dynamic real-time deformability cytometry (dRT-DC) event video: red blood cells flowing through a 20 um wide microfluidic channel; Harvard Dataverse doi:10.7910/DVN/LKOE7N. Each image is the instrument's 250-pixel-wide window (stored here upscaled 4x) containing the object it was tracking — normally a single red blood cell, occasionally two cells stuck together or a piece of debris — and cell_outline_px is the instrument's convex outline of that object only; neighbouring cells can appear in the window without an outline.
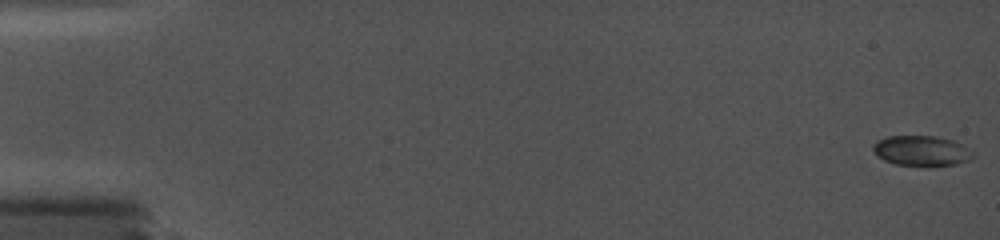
{"species": "common noctule bat (a hibernating species)", "species_latin": "Nyctalus noctula", "temperature_condition": "cold", "stored_images_in_passage": 47, "camera_frame_rate_fps": 5000, "um_per_image_px": 0.085, "animal": {"sex": "female", "body_mass_g": 19.0, "forearm_length_mm": 56.7}, "frame": {"image": 1, "passage_image": 1, "time_ms": 0.0, "image_size_px": [1000, 240], "cell_outline_px": [[972, 156], [968, 160], [956, 164], [928, 168], [896, 164], [884, 160], [872, 148], [872, 144], [876, 140], [888, 136], [936, 136], [952, 140], [960, 144], [972, 152]], "centroid_in_image_um": [78.3, 12.84], "position_along_channel_um": 6.7, "area_um2": 17.74}}
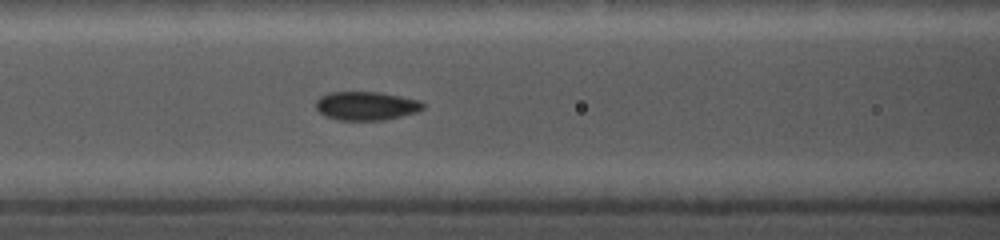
{"frame": {"image": 2, "passage_image": 40, "time_ms": 7.8, "image_size_px": [1000, 240], "cell_outline_px": [[424, 108], [416, 112], [384, 120], [336, 120], [324, 116], [316, 108], [316, 100], [320, 96], [328, 92], [380, 92], [420, 100], [424, 104]], "centroid_in_image_um": [31.1, 8.99], "position_along_channel_um": 135.5, "area_um2": 17.98}}
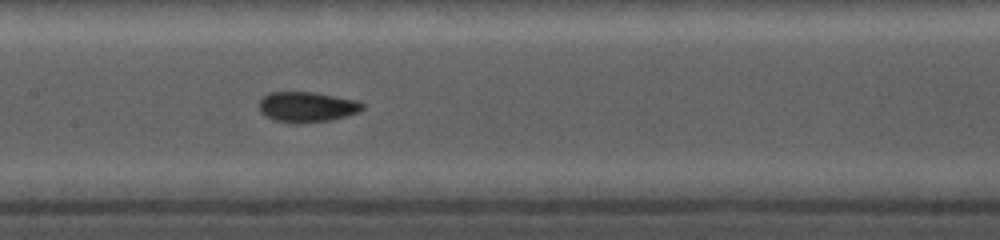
{"frame": {"image": 3, "passage_image": 46, "time_ms": 9.0, "image_size_px": [1000, 240], "cell_outline_px": [[364, 108], [360, 112], [348, 116], [332, 120], [304, 124], [296, 124], [272, 120], [264, 116], [260, 112], [260, 100], [268, 92], [316, 92], [356, 100], [364, 104]], "centroid_in_image_um": [26.1, 9.11], "position_along_channel_um": 181.3, "area_um2": 18.73}}